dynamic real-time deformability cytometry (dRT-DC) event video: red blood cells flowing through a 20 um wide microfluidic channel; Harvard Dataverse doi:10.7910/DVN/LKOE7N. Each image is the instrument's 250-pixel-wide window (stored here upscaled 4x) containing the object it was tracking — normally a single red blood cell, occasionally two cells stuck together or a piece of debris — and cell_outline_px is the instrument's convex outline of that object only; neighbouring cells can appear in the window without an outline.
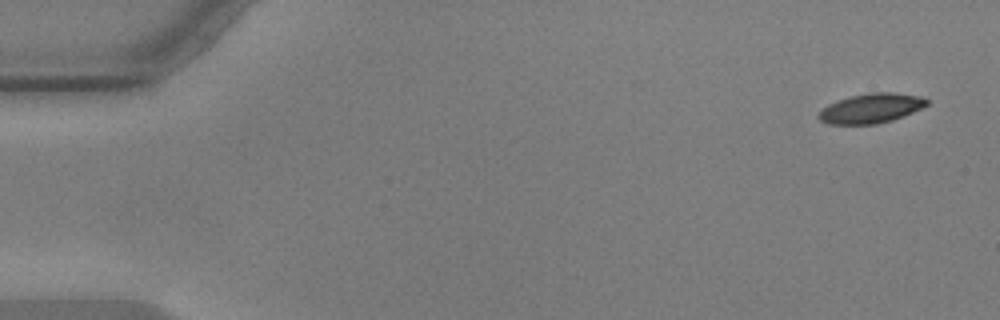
{"species": "common noctule bat (a hibernating species)", "species_latin": "Nyctalus noctula", "temperature_condition": "warm", "stored_images_in_passage": 56, "camera_frame_rate_fps": 3000, "um_per_image_px": 0.085, "animal": {"sex": "male", "body_mass_g": 17.9, "forearm_length_mm": 54.2}, "frame": {"image": 1, "passage_image": 1, "time_ms": 0.0, "image_size_px": [1000, 320], "cell_outline_px": [[928, 104], [904, 116], [892, 120], [876, 124], [828, 124], [820, 120], [816, 116], [828, 104], [852, 96], [872, 92], [892, 92], [920, 96], [928, 100]], "centroid_in_image_um": [74.04, 9.21], "position_along_channel_um": 11.0, "area_um2": 18.44}}
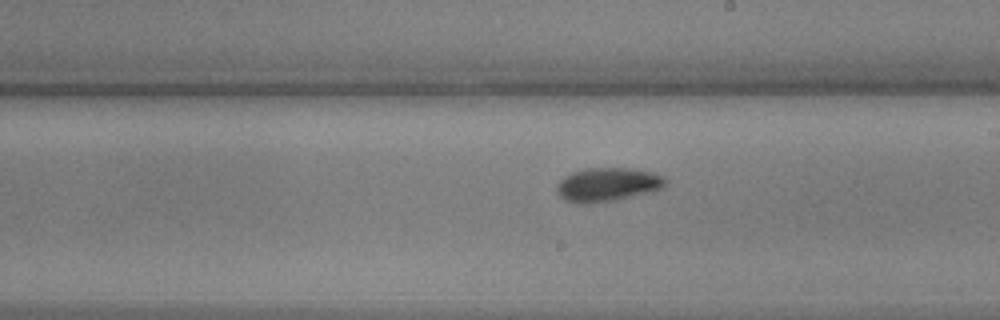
{"frame": {"image": 2, "passage_image": 31, "time_ms": 10.0, "image_size_px": [1000, 320], "cell_outline_px": [[668, 180], [660, 188], [652, 192], [616, 200], [588, 204], [584, 204], [564, 200], [560, 196], [556, 188], [556, 184], [564, 176], [572, 172], [584, 168], [632, 168], [652, 172], [664, 176]], "centroid_in_image_um": [51.63, 15.68], "position_along_channel_um": 237.4, "area_um2": 21.56}}
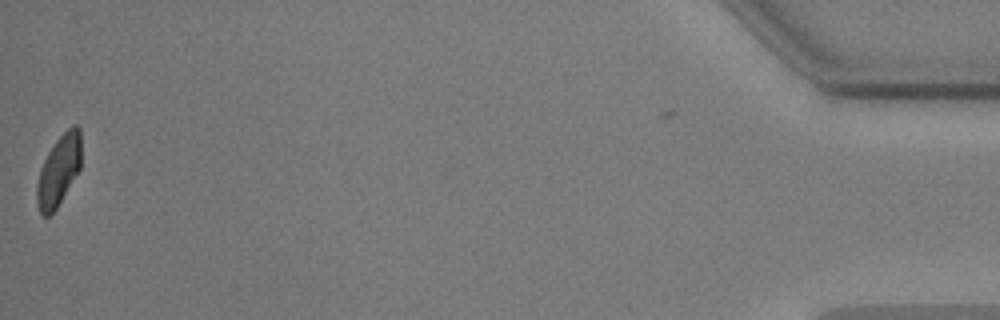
{"frame": {"image": 3, "passage_image": 55, "time_ms": 18.0, "image_size_px": [1000, 320], "cell_outline_px": [[80, 168], [56, 208], [48, 216], [40, 216], [36, 204], [36, 184], [40, 168], [48, 152], [56, 140], [72, 124], [76, 124], [80, 128]], "centroid_in_image_um": [4.96, 14.5], "position_along_channel_um": 430.2, "area_um2": 18.15}, "authors_computed_cell_mechanics": {"area_um2": 19.7098, "velocity_mm_per_s": 3.5669, "shape_relaxation_time_tau1_ms": 3.3364, "shape_relaxation_time_tau2_ms": 4.3516, "deformation_change_tau1": 0.1049, "deformation_change_tau2": 0.0853}}